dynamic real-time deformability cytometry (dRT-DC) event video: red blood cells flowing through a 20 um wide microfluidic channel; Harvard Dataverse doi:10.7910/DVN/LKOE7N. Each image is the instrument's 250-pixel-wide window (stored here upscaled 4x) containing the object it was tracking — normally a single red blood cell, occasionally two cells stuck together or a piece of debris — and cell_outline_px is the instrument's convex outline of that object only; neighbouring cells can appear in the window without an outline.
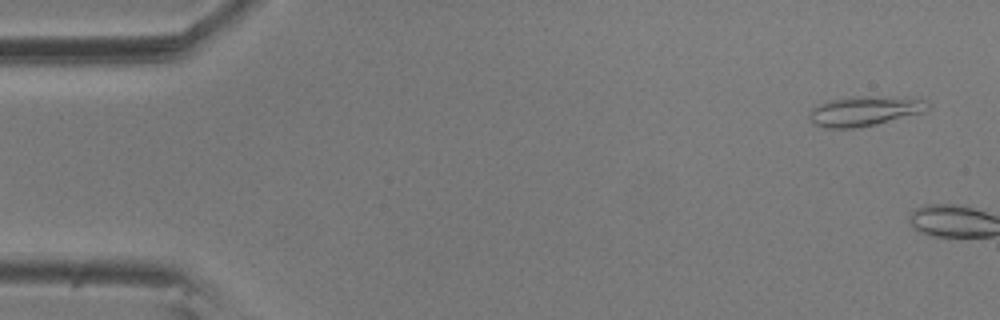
{"species": "common noctule bat (a hibernating species)", "species_latin": "Nyctalus noctula", "temperature_condition": "room temperature", "stored_images_in_passage": 5, "camera_frame_rate_fps": 3000, "um_per_image_px": 0.085, "animal": {"sex": "male", "body_mass_g": 20.5, "forearm_length_mm": 52.5}, "frame": {"image": 1, "passage_image": 3, "time_ms": 0.667, "image_size_px": [1000, 320], "cell_outline_px": [[928, 108], [920, 112], [876, 124], [852, 128], [824, 128], [812, 124], [808, 116], [812, 108], [828, 100], [856, 96], [868, 96], [924, 100], [928, 104]], "centroid_in_image_um": [73.35, 9.45], "position_along_channel_um": 11.6, "area_um2": 20.0}}